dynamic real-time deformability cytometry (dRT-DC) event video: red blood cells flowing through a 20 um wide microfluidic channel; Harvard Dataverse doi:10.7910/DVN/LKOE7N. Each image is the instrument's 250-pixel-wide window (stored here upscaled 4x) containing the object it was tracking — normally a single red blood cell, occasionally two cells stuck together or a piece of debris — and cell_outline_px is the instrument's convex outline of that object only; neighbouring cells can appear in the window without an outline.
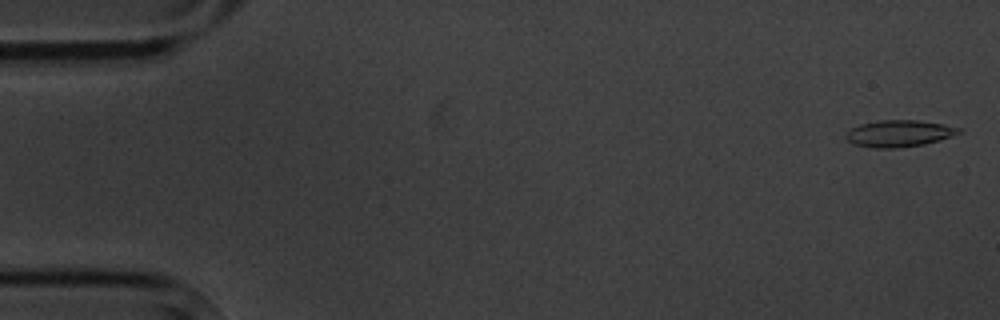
{"species": "common noctule bat (a hibernating species)", "species_latin": "Nyctalus noctula", "temperature_condition": "cold", "stored_images_in_passage": 5, "camera_frame_rate_fps": 3000, "um_per_image_px": 0.085, "animal": {"sex": "male", "body_mass_g": 20.1, "forearm_length_mm": 53.5}, "frame": {"image": 1, "passage_image": 1, "time_ms": 0.0, "image_size_px": [1000, 320], "cell_outline_px": [[960, 132], [952, 136], [940, 140], [924, 144], [896, 148], [876, 148], [852, 144], [844, 136], [852, 128], [860, 124], [880, 120], [916, 120], [944, 124], [960, 128]], "centroid_in_image_um": [76.41, 11.34], "position_along_channel_um": 8.6, "area_um2": 17.46}}